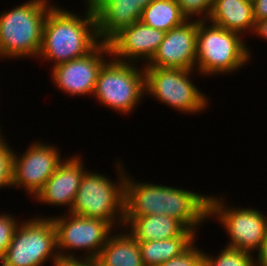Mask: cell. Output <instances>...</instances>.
<instances>
[{"mask_svg":"<svg viewBox=\"0 0 267 266\" xmlns=\"http://www.w3.org/2000/svg\"><path fill=\"white\" fill-rule=\"evenodd\" d=\"M220 200L209 196L208 216L218 217L220 224H223L228 232L231 242H228L227 247L251 253L255 249L258 251L264 242L266 234V215L254 208L240 209L234 207L230 209L225 206L222 199Z\"/></svg>","mask_w":267,"mask_h":266,"instance_id":"cell-10","label":"cell"},{"mask_svg":"<svg viewBox=\"0 0 267 266\" xmlns=\"http://www.w3.org/2000/svg\"><path fill=\"white\" fill-rule=\"evenodd\" d=\"M255 260H257L255 262L257 263L255 264V266H267V229L264 237V242L258 250V256L257 259L255 258Z\"/></svg>","mask_w":267,"mask_h":266,"instance_id":"cell-28","label":"cell"},{"mask_svg":"<svg viewBox=\"0 0 267 266\" xmlns=\"http://www.w3.org/2000/svg\"><path fill=\"white\" fill-rule=\"evenodd\" d=\"M211 5L216 1V0H207Z\"/></svg>","mask_w":267,"mask_h":266,"instance_id":"cell-31","label":"cell"},{"mask_svg":"<svg viewBox=\"0 0 267 266\" xmlns=\"http://www.w3.org/2000/svg\"><path fill=\"white\" fill-rule=\"evenodd\" d=\"M47 0H28L0 15V57H37L43 24L54 6ZM4 13V14H3Z\"/></svg>","mask_w":267,"mask_h":266,"instance_id":"cell-4","label":"cell"},{"mask_svg":"<svg viewBox=\"0 0 267 266\" xmlns=\"http://www.w3.org/2000/svg\"><path fill=\"white\" fill-rule=\"evenodd\" d=\"M252 9L255 23L267 18V0H252Z\"/></svg>","mask_w":267,"mask_h":266,"instance_id":"cell-27","label":"cell"},{"mask_svg":"<svg viewBox=\"0 0 267 266\" xmlns=\"http://www.w3.org/2000/svg\"><path fill=\"white\" fill-rule=\"evenodd\" d=\"M197 29L198 19H190L166 32L159 48L145 67L192 70L196 67Z\"/></svg>","mask_w":267,"mask_h":266,"instance_id":"cell-14","label":"cell"},{"mask_svg":"<svg viewBox=\"0 0 267 266\" xmlns=\"http://www.w3.org/2000/svg\"><path fill=\"white\" fill-rule=\"evenodd\" d=\"M133 181L126 176L123 216L125 227L135 217L155 214L176 218L187 229L195 231L205 218H209L208 195L182 188Z\"/></svg>","mask_w":267,"mask_h":266,"instance_id":"cell-2","label":"cell"},{"mask_svg":"<svg viewBox=\"0 0 267 266\" xmlns=\"http://www.w3.org/2000/svg\"><path fill=\"white\" fill-rule=\"evenodd\" d=\"M203 253L193 243L181 255L173 257L159 266H203Z\"/></svg>","mask_w":267,"mask_h":266,"instance_id":"cell-23","label":"cell"},{"mask_svg":"<svg viewBox=\"0 0 267 266\" xmlns=\"http://www.w3.org/2000/svg\"><path fill=\"white\" fill-rule=\"evenodd\" d=\"M107 53L111 56L110 47L104 38L85 56L54 66L51 79L57 88L71 96L93 95L98 74L107 62L104 57V54L108 56Z\"/></svg>","mask_w":267,"mask_h":266,"instance_id":"cell-12","label":"cell"},{"mask_svg":"<svg viewBox=\"0 0 267 266\" xmlns=\"http://www.w3.org/2000/svg\"><path fill=\"white\" fill-rule=\"evenodd\" d=\"M194 230L185 229L179 236L164 240L138 242L144 266H159L181 255L195 241Z\"/></svg>","mask_w":267,"mask_h":266,"instance_id":"cell-20","label":"cell"},{"mask_svg":"<svg viewBox=\"0 0 267 266\" xmlns=\"http://www.w3.org/2000/svg\"><path fill=\"white\" fill-rule=\"evenodd\" d=\"M129 233L137 242L164 240L179 236L186 227L176 218L167 215L135 217Z\"/></svg>","mask_w":267,"mask_h":266,"instance_id":"cell-19","label":"cell"},{"mask_svg":"<svg viewBox=\"0 0 267 266\" xmlns=\"http://www.w3.org/2000/svg\"><path fill=\"white\" fill-rule=\"evenodd\" d=\"M207 20L239 34L248 29L252 32L255 28L252 0H216Z\"/></svg>","mask_w":267,"mask_h":266,"instance_id":"cell-17","label":"cell"},{"mask_svg":"<svg viewBox=\"0 0 267 266\" xmlns=\"http://www.w3.org/2000/svg\"><path fill=\"white\" fill-rule=\"evenodd\" d=\"M224 248L217 258L203 253V266H255L251 252L227 246Z\"/></svg>","mask_w":267,"mask_h":266,"instance_id":"cell-21","label":"cell"},{"mask_svg":"<svg viewBox=\"0 0 267 266\" xmlns=\"http://www.w3.org/2000/svg\"><path fill=\"white\" fill-rule=\"evenodd\" d=\"M121 164L122 162L117 164V169L120 171L118 173L120 181L117 183H113L102 174L91 173L86 170L83 173L73 207L68 213L101 219L108 222L112 227L116 225V219L119 221L117 223V225L120 224L119 227L121 225L124 226V185L126 173Z\"/></svg>","mask_w":267,"mask_h":266,"instance_id":"cell-6","label":"cell"},{"mask_svg":"<svg viewBox=\"0 0 267 266\" xmlns=\"http://www.w3.org/2000/svg\"><path fill=\"white\" fill-rule=\"evenodd\" d=\"M66 216L52 217L56 227V250L59 258H75L73 252L68 255L62 254L61 252L65 249H85L88 251V255L86 254L85 258L96 259L111 235L110 233H113L111 232L113 227L101 219L77 216L70 213Z\"/></svg>","mask_w":267,"mask_h":266,"instance_id":"cell-11","label":"cell"},{"mask_svg":"<svg viewBox=\"0 0 267 266\" xmlns=\"http://www.w3.org/2000/svg\"><path fill=\"white\" fill-rule=\"evenodd\" d=\"M57 151L52 145L36 142L21 157L14 153L12 186H21L36 197L62 161Z\"/></svg>","mask_w":267,"mask_h":266,"instance_id":"cell-13","label":"cell"},{"mask_svg":"<svg viewBox=\"0 0 267 266\" xmlns=\"http://www.w3.org/2000/svg\"><path fill=\"white\" fill-rule=\"evenodd\" d=\"M111 60L102 66L93 94L110 109L130 113L145 94L144 69L138 70L133 62Z\"/></svg>","mask_w":267,"mask_h":266,"instance_id":"cell-8","label":"cell"},{"mask_svg":"<svg viewBox=\"0 0 267 266\" xmlns=\"http://www.w3.org/2000/svg\"><path fill=\"white\" fill-rule=\"evenodd\" d=\"M86 1L85 17L56 4L49 10L37 58L52 60L56 66L85 56L104 39L105 0Z\"/></svg>","mask_w":267,"mask_h":266,"instance_id":"cell-1","label":"cell"},{"mask_svg":"<svg viewBox=\"0 0 267 266\" xmlns=\"http://www.w3.org/2000/svg\"><path fill=\"white\" fill-rule=\"evenodd\" d=\"M194 70L145 67V92L182 113H198L207 104L205 94L190 81ZM189 77V78H188Z\"/></svg>","mask_w":267,"mask_h":266,"instance_id":"cell-9","label":"cell"},{"mask_svg":"<svg viewBox=\"0 0 267 266\" xmlns=\"http://www.w3.org/2000/svg\"><path fill=\"white\" fill-rule=\"evenodd\" d=\"M81 160L80 156L76 155L62 161L36 195L37 201L46 205H70L67 211H71L83 173L86 171Z\"/></svg>","mask_w":267,"mask_h":266,"instance_id":"cell-15","label":"cell"},{"mask_svg":"<svg viewBox=\"0 0 267 266\" xmlns=\"http://www.w3.org/2000/svg\"><path fill=\"white\" fill-rule=\"evenodd\" d=\"M0 130H1V129H0ZM0 134H2V133L0 132ZM3 141H4L3 136L0 135V144H1Z\"/></svg>","mask_w":267,"mask_h":266,"instance_id":"cell-30","label":"cell"},{"mask_svg":"<svg viewBox=\"0 0 267 266\" xmlns=\"http://www.w3.org/2000/svg\"><path fill=\"white\" fill-rule=\"evenodd\" d=\"M82 259V260H81ZM54 266H98L96 259L92 258H59Z\"/></svg>","mask_w":267,"mask_h":266,"instance_id":"cell-26","label":"cell"},{"mask_svg":"<svg viewBox=\"0 0 267 266\" xmlns=\"http://www.w3.org/2000/svg\"><path fill=\"white\" fill-rule=\"evenodd\" d=\"M140 21L154 29L168 32L188 19L177 0H120Z\"/></svg>","mask_w":267,"mask_h":266,"instance_id":"cell-16","label":"cell"},{"mask_svg":"<svg viewBox=\"0 0 267 266\" xmlns=\"http://www.w3.org/2000/svg\"><path fill=\"white\" fill-rule=\"evenodd\" d=\"M56 227L52 218H33L18 225L1 266H42L52 259L58 262ZM55 252V253H54Z\"/></svg>","mask_w":267,"mask_h":266,"instance_id":"cell-7","label":"cell"},{"mask_svg":"<svg viewBox=\"0 0 267 266\" xmlns=\"http://www.w3.org/2000/svg\"><path fill=\"white\" fill-rule=\"evenodd\" d=\"M13 152L5 140L0 144V188H12Z\"/></svg>","mask_w":267,"mask_h":266,"instance_id":"cell-22","label":"cell"},{"mask_svg":"<svg viewBox=\"0 0 267 266\" xmlns=\"http://www.w3.org/2000/svg\"><path fill=\"white\" fill-rule=\"evenodd\" d=\"M96 261L98 266H144L139 243L130 233L109 236Z\"/></svg>","mask_w":267,"mask_h":266,"instance_id":"cell-18","label":"cell"},{"mask_svg":"<svg viewBox=\"0 0 267 266\" xmlns=\"http://www.w3.org/2000/svg\"><path fill=\"white\" fill-rule=\"evenodd\" d=\"M198 18L196 64L202 75L235 72L249 61L250 51L237 32Z\"/></svg>","mask_w":267,"mask_h":266,"instance_id":"cell-5","label":"cell"},{"mask_svg":"<svg viewBox=\"0 0 267 266\" xmlns=\"http://www.w3.org/2000/svg\"><path fill=\"white\" fill-rule=\"evenodd\" d=\"M181 13L190 20L193 16L205 14L201 20H207L210 15L212 5L207 0H177Z\"/></svg>","mask_w":267,"mask_h":266,"instance_id":"cell-24","label":"cell"},{"mask_svg":"<svg viewBox=\"0 0 267 266\" xmlns=\"http://www.w3.org/2000/svg\"><path fill=\"white\" fill-rule=\"evenodd\" d=\"M16 218L10 214L0 215V258L5 254L9 247L16 228L19 224Z\"/></svg>","mask_w":267,"mask_h":266,"instance_id":"cell-25","label":"cell"},{"mask_svg":"<svg viewBox=\"0 0 267 266\" xmlns=\"http://www.w3.org/2000/svg\"><path fill=\"white\" fill-rule=\"evenodd\" d=\"M253 32L267 40V18L257 21Z\"/></svg>","mask_w":267,"mask_h":266,"instance_id":"cell-29","label":"cell"},{"mask_svg":"<svg viewBox=\"0 0 267 266\" xmlns=\"http://www.w3.org/2000/svg\"><path fill=\"white\" fill-rule=\"evenodd\" d=\"M165 33L144 24L120 0H105L104 38L114 60L130 63L142 58L148 63Z\"/></svg>","mask_w":267,"mask_h":266,"instance_id":"cell-3","label":"cell"}]
</instances>
